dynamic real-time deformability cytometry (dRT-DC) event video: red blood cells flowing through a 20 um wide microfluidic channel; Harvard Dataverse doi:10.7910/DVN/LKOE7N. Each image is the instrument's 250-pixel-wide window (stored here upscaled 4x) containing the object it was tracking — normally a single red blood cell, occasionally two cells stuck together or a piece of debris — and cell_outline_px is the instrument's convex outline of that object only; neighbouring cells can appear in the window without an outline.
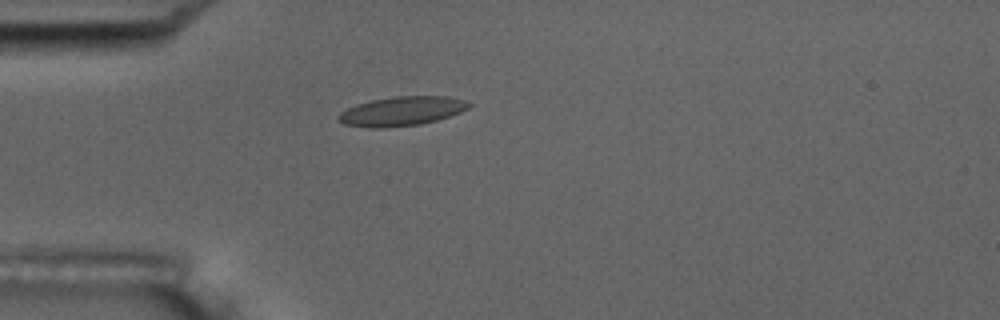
{"species": "common noctule bat (a hibernating species)", "species_latin": "Nyctalus noctula", "temperature_condition": "room temperature", "stored_images_in_passage": 5, "camera_frame_rate_fps": 3000, "um_per_image_px": 0.085, "animal": {"sex": "male", "body_mass_g": 17.5, "forearm_length_mm": 52.3}, "frame": {"image": 1, "passage_image": 4, "time_ms": 4.333, "image_size_px": [1000, 320], "cell_outline_px": [[472, 104], [468, 108], [460, 112], [436, 120], [420, 124], [380, 128], [372, 128], [344, 124], [336, 120], [336, 116], [340, 112], [356, 104], [372, 100], [396, 96], [448, 96], [464, 100]], "centroid_in_image_um": [34.11, 9.45], "position_along_channel_um": 50.9, "area_um2": 22.14}}